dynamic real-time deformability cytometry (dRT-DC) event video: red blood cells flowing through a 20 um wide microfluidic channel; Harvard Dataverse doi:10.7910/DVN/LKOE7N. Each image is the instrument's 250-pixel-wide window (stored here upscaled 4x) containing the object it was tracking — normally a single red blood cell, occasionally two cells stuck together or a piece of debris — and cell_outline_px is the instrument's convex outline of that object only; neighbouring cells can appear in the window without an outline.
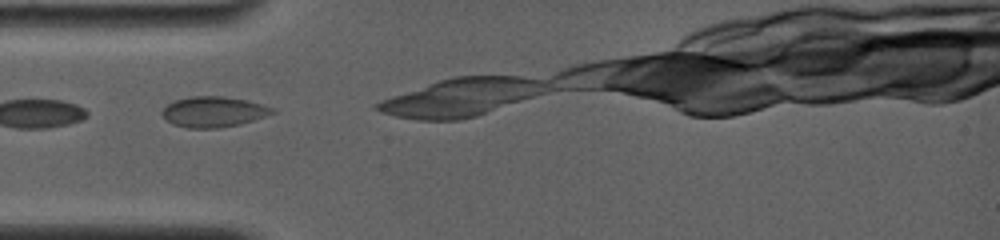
{"species": "common noctule bat (a hibernating species)", "species_latin": "Nyctalus noctula", "temperature_condition": "room temperature", "stored_images_in_passage": 20, "camera_frame_rate_fps": 4000, "um_per_image_px": 0.085, "animal": {"sex": "female", "body_mass_g": 19.0, "forearm_length_mm": 56.7}, "frame": {"image": 1, "passage_image": 1, "time_ms": 0.0, "image_size_px": [1000, 240], "cell_outline_px": [[276, 112], [240, 124], [220, 128], [188, 128], [172, 124], [160, 112], [168, 104], [176, 100], [192, 96], [224, 96], [248, 100], [276, 108]], "centroid_in_image_um": [18.17, 9.5], "position_along_channel_um": 66.8, "area_um2": 19.59}}